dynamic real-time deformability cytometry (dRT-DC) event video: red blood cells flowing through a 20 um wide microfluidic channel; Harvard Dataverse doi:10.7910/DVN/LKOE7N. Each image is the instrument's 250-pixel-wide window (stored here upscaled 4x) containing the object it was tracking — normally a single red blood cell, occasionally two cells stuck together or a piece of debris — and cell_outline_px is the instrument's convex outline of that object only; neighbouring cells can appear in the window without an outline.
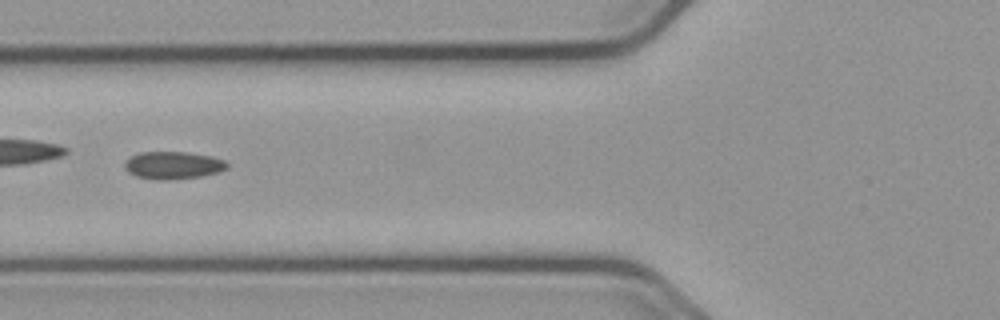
{"species": "common noctule bat (a hibernating species)", "species_latin": "Nyctalus noctula", "temperature_condition": "cold", "stored_images_in_passage": 40, "camera_frame_rate_fps": 3000, "um_per_image_px": 0.085, "animal": {"sex": "male", "body_mass_g": 23.1, "forearm_length_mm": 52.7}, "frame": {"image": 1, "passage_image": 7, "time_ms": 2.0, "image_size_px": [1000, 320], "cell_outline_px": [[228, 168], [216, 172], [200, 176], [164, 180], [156, 180], [136, 176], [128, 172], [124, 168], [124, 164], [132, 156], [140, 152], [188, 152], [212, 156], [224, 160], [228, 164]], "centroid_in_image_um": [14.71, 14.04], "position_along_channel_um": 111.1, "area_um2": 16.3}, "authors_computed_cell_mechanics": {"area_um2": 16.0684, "velocity_mm_per_s": 3.6698, "shape_relaxation_time_tau1_ms": null, "shape_relaxation_time_tau2_ms": 2.6129, "deformation_change_tau1": null, "deformation_change_tau2": 0.0849}}